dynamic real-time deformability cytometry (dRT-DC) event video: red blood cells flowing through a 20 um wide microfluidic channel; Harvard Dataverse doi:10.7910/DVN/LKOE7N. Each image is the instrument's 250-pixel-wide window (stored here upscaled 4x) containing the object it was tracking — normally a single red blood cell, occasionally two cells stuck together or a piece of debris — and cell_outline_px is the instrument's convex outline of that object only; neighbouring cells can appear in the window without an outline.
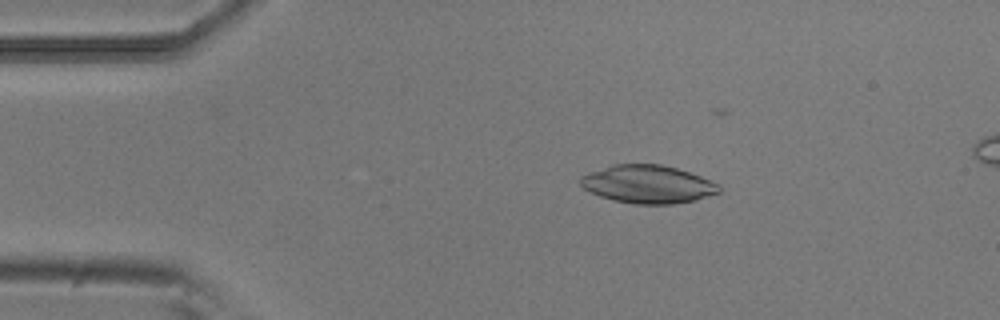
{"species": "common noctule bat (a hibernating species)", "species_latin": "Nyctalus noctula", "temperature_condition": "room temperature", "stored_images_in_passage": 18, "camera_frame_rate_fps": 3000, "um_per_image_px": 0.085, "animal": {"sex": "male", "body_mass_g": 20.5, "forearm_length_mm": 52.5}, "frame": {"image": 1, "passage_image": 8, "time_ms": 2.333, "image_size_px": [1000, 320], "cell_outline_px": [[720, 192], [696, 200], [672, 204], [636, 204], [612, 200], [600, 196], [584, 188], [580, 184], [580, 176], [588, 172], [612, 164], [660, 164], [676, 168], [700, 176], [716, 184], [720, 188]], "centroid_in_image_um": [55.02, 15.66], "position_along_channel_um": 30.0, "area_um2": 30.58}}
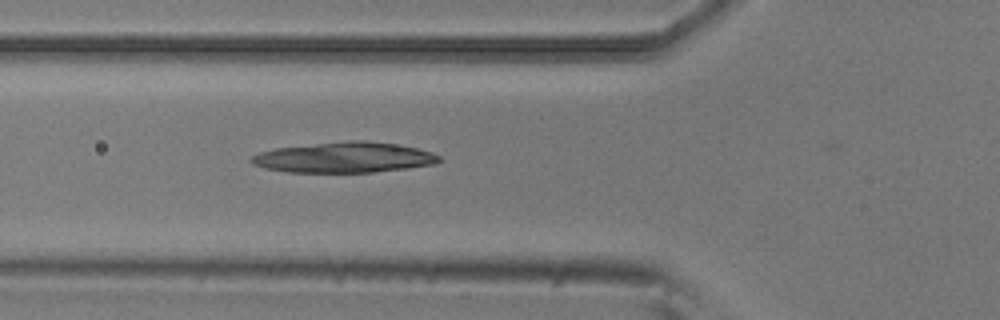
{"frame": {"image": 2, "passage_image": 17, "time_ms": 5.333, "image_size_px": [1000, 320], "cell_outline_px": [[444, 160], [436, 164], [408, 168], [372, 172], [288, 172], [264, 168], [252, 164], [248, 160], [252, 156], [260, 152], [276, 148], [348, 140], [364, 140], [396, 144], [416, 148], [432, 152], [440, 156]], "centroid_in_image_um": [29.28, 13.38], "position_along_channel_um": 96.5, "area_um2": 33.47}}